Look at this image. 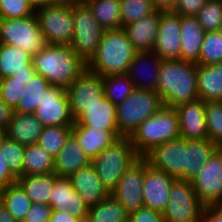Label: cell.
<instances>
[{
    "mask_svg": "<svg viewBox=\"0 0 222 222\" xmlns=\"http://www.w3.org/2000/svg\"><path fill=\"white\" fill-rule=\"evenodd\" d=\"M156 92L166 107L175 108L198 100L197 63L181 59L163 60Z\"/></svg>",
    "mask_w": 222,
    "mask_h": 222,
    "instance_id": "6da1fadb",
    "label": "cell"
},
{
    "mask_svg": "<svg viewBox=\"0 0 222 222\" xmlns=\"http://www.w3.org/2000/svg\"><path fill=\"white\" fill-rule=\"evenodd\" d=\"M35 72L42 75L50 86L67 89L87 68L70 45L46 44L32 57Z\"/></svg>",
    "mask_w": 222,
    "mask_h": 222,
    "instance_id": "7a4b0ae2",
    "label": "cell"
},
{
    "mask_svg": "<svg viewBox=\"0 0 222 222\" xmlns=\"http://www.w3.org/2000/svg\"><path fill=\"white\" fill-rule=\"evenodd\" d=\"M136 50L124 28L105 30L87 68L102 77L127 74Z\"/></svg>",
    "mask_w": 222,
    "mask_h": 222,
    "instance_id": "3957f363",
    "label": "cell"
},
{
    "mask_svg": "<svg viewBox=\"0 0 222 222\" xmlns=\"http://www.w3.org/2000/svg\"><path fill=\"white\" fill-rule=\"evenodd\" d=\"M179 138L177 111L173 107L166 106L148 117L130 136L132 146L140 157L157 145Z\"/></svg>",
    "mask_w": 222,
    "mask_h": 222,
    "instance_id": "277c9868",
    "label": "cell"
},
{
    "mask_svg": "<svg viewBox=\"0 0 222 222\" xmlns=\"http://www.w3.org/2000/svg\"><path fill=\"white\" fill-rule=\"evenodd\" d=\"M140 156L132 146L130 137H120L104 149L93 160L98 177L111 194L117 187L120 178Z\"/></svg>",
    "mask_w": 222,
    "mask_h": 222,
    "instance_id": "5b68a950",
    "label": "cell"
},
{
    "mask_svg": "<svg viewBox=\"0 0 222 222\" xmlns=\"http://www.w3.org/2000/svg\"><path fill=\"white\" fill-rule=\"evenodd\" d=\"M164 106L156 91L134 89L120 104L116 105V122L119 134L130 137L148 117Z\"/></svg>",
    "mask_w": 222,
    "mask_h": 222,
    "instance_id": "8992f818",
    "label": "cell"
},
{
    "mask_svg": "<svg viewBox=\"0 0 222 222\" xmlns=\"http://www.w3.org/2000/svg\"><path fill=\"white\" fill-rule=\"evenodd\" d=\"M0 43L22 49L33 57L46 45L34 13L25 18L0 19Z\"/></svg>",
    "mask_w": 222,
    "mask_h": 222,
    "instance_id": "52a82bcc",
    "label": "cell"
},
{
    "mask_svg": "<svg viewBox=\"0 0 222 222\" xmlns=\"http://www.w3.org/2000/svg\"><path fill=\"white\" fill-rule=\"evenodd\" d=\"M74 35L70 47L85 62L88 63L97 53L103 29L95 20L88 5L73 7Z\"/></svg>",
    "mask_w": 222,
    "mask_h": 222,
    "instance_id": "ba28073f",
    "label": "cell"
},
{
    "mask_svg": "<svg viewBox=\"0 0 222 222\" xmlns=\"http://www.w3.org/2000/svg\"><path fill=\"white\" fill-rule=\"evenodd\" d=\"M46 44L70 45L73 40V7L48 5L35 11Z\"/></svg>",
    "mask_w": 222,
    "mask_h": 222,
    "instance_id": "9c48e42d",
    "label": "cell"
},
{
    "mask_svg": "<svg viewBox=\"0 0 222 222\" xmlns=\"http://www.w3.org/2000/svg\"><path fill=\"white\" fill-rule=\"evenodd\" d=\"M204 205L199 201L191 181L176 179L171 187L169 202L162 212L164 221H192L202 216Z\"/></svg>",
    "mask_w": 222,
    "mask_h": 222,
    "instance_id": "30bf717a",
    "label": "cell"
},
{
    "mask_svg": "<svg viewBox=\"0 0 222 222\" xmlns=\"http://www.w3.org/2000/svg\"><path fill=\"white\" fill-rule=\"evenodd\" d=\"M143 158L150 167L176 179L186 180L187 140L179 138L157 145Z\"/></svg>",
    "mask_w": 222,
    "mask_h": 222,
    "instance_id": "8fae6325",
    "label": "cell"
},
{
    "mask_svg": "<svg viewBox=\"0 0 222 222\" xmlns=\"http://www.w3.org/2000/svg\"><path fill=\"white\" fill-rule=\"evenodd\" d=\"M191 183L204 206L222 205V148L212 153Z\"/></svg>",
    "mask_w": 222,
    "mask_h": 222,
    "instance_id": "7c38bea8",
    "label": "cell"
},
{
    "mask_svg": "<svg viewBox=\"0 0 222 222\" xmlns=\"http://www.w3.org/2000/svg\"><path fill=\"white\" fill-rule=\"evenodd\" d=\"M37 120L44 126L73 127L75 120L71 114L70 101L66 89L49 86L34 112Z\"/></svg>",
    "mask_w": 222,
    "mask_h": 222,
    "instance_id": "4fadbf2b",
    "label": "cell"
},
{
    "mask_svg": "<svg viewBox=\"0 0 222 222\" xmlns=\"http://www.w3.org/2000/svg\"><path fill=\"white\" fill-rule=\"evenodd\" d=\"M66 91L71 114L76 120L84 111H87L88 107L98 103V100L104 96L102 76L85 68Z\"/></svg>",
    "mask_w": 222,
    "mask_h": 222,
    "instance_id": "5bb4252c",
    "label": "cell"
},
{
    "mask_svg": "<svg viewBox=\"0 0 222 222\" xmlns=\"http://www.w3.org/2000/svg\"><path fill=\"white\" fill-rule=\"evenodd\" d=\"M148 166V162L140 157L127 169L120 178L117 187L111 192V195L120 202L128 213L144 206L142 186L145 169Z\"/></svg>",
    "mask_w": 222,
    "mask_h": 222,
    "instance_id": "9a60e30c",
    "label": "cell"
},
{
    "mask_svg": "<svg viewBox=\"0 0 222 222\" xmlns=\"http://www.w3.org/2000/svg\"><path fill=\"white\" fill-rule=\"evenodd\" d=\"M162 60L180 59V15L168 10L162 11L156 43L152 50Z\"/></svg>",
    "mask_w": 222,
    "mask_h": 222,
    "instance_id": "2e32d148",
    "label": "cell"
},
{
    "mask_svg": "<svg viewBox=\"0 0 222 222\" xmlns=\"http://www.w3.org/2000/svg\"><path fill=\"white\" fill-rule=\"evenodd\" d=\"M176 178L150 166L145 169L142 186L144 207L163 212L169 202L172 184Z\"/></svg>",
    "mask_w": 222,
    "mask_h": 222,
    "instance_id": "e0dca14e",
    "label": "cell"
},
{
    "mask_svg": "<svg viewBox=\"0 0 222 222\" xmlns=\"http://www.w3.org/2000/svg\"><path fill=\"white\" fill-rule=\"evenodd\" d=\"M162 61L152 50L136 51L126 75L132 80L136 89L156 91Z\"/></svg>",
    "mask_w": 222,
    "mask_h": 222,
    "instance_id": "ac0fdd59",
    "label": "cell"
},
{
    "mask_svg": "<svg viewBox=\"0 0 222 222\" xmlns=\"http://www.w3.org/2000/svg\"><path fill=\"white\" fill-rule=\"evenodd\" d=\"M175 109L179 117L180 138L185 140L208 139L203 100L184 103Z\"/></svg>",
    "mask_w": 222,
    "mask_h": 222,
    "instance_id": "d6986e66",
    "label": "cell"
},
{
    "mask_svg": "<svg viewBox=\"0 0 222 222\" xmlns=\"http://www.w3.org/2000/svg\"><path fill=\"white\" fill-rule=\"evenodd\" d=\"M68 179L89 208L110 195L92 163L71 174Z\"/></svg>",
    "mask_w": 222,
    "mask_h": 222,
    "instance_id": "ffe728a7",
    "label": "cell"
},
{
    "mask_svg": "<svg viewBox=\"0 0 222 222\" xmlns=\"http://www.w3.org/2000/svg\"><path fill=\"white\" fill-rule=\"evenodd\" d=\"M50 206L54 211L68 210L72 216L80 219L88 218L89 207L66 177H58L55 180Z\"/></svg>",
    "mask_w": 222,
    "mask_h": 222,
    "instance_id": "44dd1931",
    "label": "cell"
},
{
    "mask_svg": "<svg viewBox=\"0 0 222 222\" xmlns=\"http://www.w3.org/2000/svg\"><path fill=\"white\" fill-rule=\"evenodd\" d=\"M72 134L76 137L80 147L91 161L104 149L122 137L118 130L83 127L79 123H74Z\"/></svg>",
    "mask_w": 222,
    "mask_h": 222,
    "instance_id": "7402d4cb",
    "label": "cell"
},
{
    "mask_svg": "<svg viewBox=\"0 0 222 222\" xmlns=\"http://www.w3.org/2000/svg\"><path fill=\"white\" fill-rule=\"evenodd\" d=\"M162 11L163 10H156L151 15L131 22L123 27L136 51L153 50Z\"/></svg>",
    "mask_w": 222,
    "mask_h": 222,
    "instance_id": "603a6c76",
    "label": "cell"
},
{
    "mask_svg": "<svg viewBox=\"0 0 222 222\" xmlns=\"http://www.w3.org/2000/svg\"><path fill=\"white\" fill-rule=\"evenodd\" d=\"M91 163L92 161L84 153L78 140L71 133L57 156L54 158V173L58 177L68 178L71 174Z\"/></svg>",
    "mask_w": 222,
    "mask_h": 222,
    "instance_id": "cb8c5ba5",
    "label": "cell"
},
{
    "mask_svg": "<svg viewBox=\"0 0 222 222\" xmlns=\"http://www.w3.org/2000/svg\"><path fill=\"white\" fill-rule=\"evenodd\" d=\"M205 30L196 16H180V59L197 63Z\"/></svg>",
    "mask_w": 222,
    "mask_h": 222,
    "instance_id": "d4e9b609",
    "label": "cell"
},
{
    "mask_svg": "<svg viewBox=\"0 0 222 222\" xmlns=\"http://www.w3.org/2000/svg\"><path fill=\"white\" fill-rule=\"evenodd\" d=\"M44 126L37 120L34 113L15 112L3 134L22 145L36 144Z\"/></svg>",
    "mask_w": 222,
    "mask_h": 222,
    "instance_id": "484cf974",
    "label": "cell"
},
{
    "mask_svg": "<svg viewBox=\"0 0 222 222\" xmlns=\"http://www.w3.org/2000/svg\"><path fill=\"white\" fill-rule=\"evenodd\" d=\"M83 127H94L103 130H118L116 122V105L105 96L98 103L87 108L76 120Z\"/></svg>",
    "mask_w": 222,
    "mask_h": 222,
    "instance_id": "4316f807",
    "label": "cell"
},
{
    "mask_svg": "<svg viewBox=\"0 0 222 222\" xmlns=\"http://www.w3.org/2000/svg\"><path fill=\"white\" fill-rule=\"evenodd\" d=\"M197 88L200 100H222V63L197 64Z\"/></svg>",
    "mask_w": 222,
    "mask_h": 222,
    "instance_id": "83f0119b",
    "label": "cell"
},
{
    "mask_svg": "<svg viewBox=\"0 0 222 222\" xmlns=\"http://www.w3.org/2000/svg\"><path fill=\"white\" fill-rule=\"evenodd\" d=\"M58 176L53 173L20 176L17 182L33 203L50 205V196Z\"/></svg>",
    "mask_w": 222,
    "mask_h": 222,
    "instance_id": "f1b7e54d",
    "label": "cell"
},
{
    "mask_svg": "<svg viewBox=\"0 0 222 222\" xmlns=\"http://www.w3.org/2000/svg\"><path fill=\"white\" fill-rule=\"evenodd\" d=\"M0 203L18 222H22L33 202L22 186L16 182L3 187L0 192Z\"/></svg>",
    "mask_w": 222,
    "mask_h": 222,
    "instance_id": "f546056e",
    "label": "cell"
},
{
    "mask_svg": "<svg viewBox=\"0 0 222 222\" xmlns=\"http://www.w3.org/2000/svg\"><path fill=\"white\" fill-rule=\"evenodd\" d=\"M218 147L209 139L187 140L186 181L199 174L203 166Z\"/></svg>",
    "mask_w": 222,
    "mask_h": 222,
    "instance_id": "4dcf8cb0",
    "label": "cell"
},
{
    "mask_svg": "<svg viewBox=\"0 0 222 222\" xmlns=\"http://www.w3.org/2000/svg\"><path fill=\"white\" fill-rule=\"evenodd\" d=\"M54 172V157L37 143L26 145L22 176Z\"/></svg>",
    "mask_w": 222,
    "mask_h": 222,
    "instance_id": "1f68e13d",
    "label": "cell"
},
{
    "mask_svg": "<svg viewBox=\"0 0 222 222\" xmlns=\"http://www.w3.org/2000/svg\"><path fill=\"white\" fill-rule=\"evenodd\" d=\"M32 57L22 49L0 43V79L15 73L28 72Z\"/></svg>",
    "mask_w": 222,
    "mask_h": 222,
    "instance_id": "d6a6232c",
    "label": "cell"
},
{
    "mask_svg": "<svg viewBox=\"0 0 222 222\" xmlns=\"http://www.w3.org/2000/svg\"><path fill=\"white\" fill-rule=\"evenodd\" d=\"M49 86V82L42 75L35 73L23 86L19 103L14 111L25 114L34 113L43 98L44 91Z\"/></svg>",
    "mask_w": 222,
    "mask_h": 222,
    "instance_id": "836d02e7",
    "label": "cell"
},
{
    "mask_svg": "<svg viewBox=\"0 0 222 222\" xmlns=\"http://www.w3.org/2000/svg\"><path fill=\"white\" fill-rule=\"evenodd\" d=\"M129 213L111 194L95 206L89 208L90 222H127Z\"/></svg>",
    "mask_w": 222,
    "mask_h": 222,
    "instance_id": "e575fe53",
    "label": "cell"
},
{
    "mask_svg": "<svg viewBox=\"0 0 222 222\" xmlns=\"http://www.w3.org/2000/svg\"><path fill=\"white\" fill-rule=\"evenodd\" d=\"M95 20L105 30L122 28L120 0H99L88 5Z\"/></svg>",
    "mask_w": 222,
    "mask_h": 222,
    "instance_id": "d590c367",
    "label": "cell"
},
{
    "mask_svg": "<svg viewBox=\"0 0 222 222\" xmlns=\"http://www.w3.org/2000/svg\"><path fill=\"white\" fill-rule=\"evenodd\" d=\"M104 96L114 105L122 103L135 89L132 80L126 75L102 77Z\"/></svg>",
    "mask_w": 222,
    "mask_h": 222,
    "instance_id": "8d00e7d4",
    "label": "cell"
},
{
    "mask_svg": "<svg viewBox=\"0 0 222 222\" xmlns=\"http://www.w3.org/2000/svg\"><path fill=\"white\" fill-rule=\"evenodd\" d=\"M71 133L72 127L47 126L43 128L37 144L55 158Z\"/></svg>",
    "mask_w": 222,
    "mask_h": 222,
    "instance_id": "74e56055",
    "label": "cell"
},
{
    "mask_svg": "<svg viewBox=\"0 0 222 222\" xmlns=\"http://www.w3.org/2000/svg\"><path fill=\"white\" fill-rule=\"evenodd\" d=\"M218 63H222V33L220 31L205 32L197 64Z\"/></svg>",
    "mask_w": 222,
    "mask_h": 222,
    "instance_id": "f35d334b",
    "label": "cell"
},
{
    "mask_svg": "<svg viewBox=\"0 0 222 222\" xmlns=\"http://www.w3.org/2000/svg\"><path fill=\"white\" fill-rule=\"evenodd\" d=\"M0 150L5 157L4 160L7 162L10 171L17 178L22 176L25 146L0 133Z\"/></svg>",
    "mask_w": 222,
    "mask_h": 222,
    "instance_id": "ab89813d",
    "label": "cell"
},
{
    "mask_svg": "<svg viewBox=\"0 0 222 222\" xmlns=\"http://www.w3.org/2000/svg\"><path fill=\"white\" fill-rule=\"evenodd\" d=\"M208 139L222 148V100L205 102Z\"/></svg>",
    "mask_w": 222,
    "mask_h": 222,
    "instance_id": "60d3db41",
    "label": "cell"
},
{
    "mask_svg": "<svg viewBox=\"0 0 222 222\" xmlns=\"http://www.w3.org/2000/svg\"><path fill=\"white\" fill-rule=\"evenodd\" d=\"M156 10L151 0H120L122 27L143 17H147Z\"/></svg>",
    "mask_w": 222,
    "mask_h": 222,
    "instance_id": "b9f144b4",
    "label": "cell"
},
{
    "mask_svg": "<svg viewBox=\"0 0 222 222\" xmlns=\"http://www.w3.org/2000/svg\"><path fill=\"white\" fill-rule=\"evenodd\" d=\"M196 17L205 32L219 31L222 23V0H207Z\"/></svg>",
    "mask_w": 222,
    "mask_h": 222,
    "instance_id": "7bdbcfd3",
    "label": "cell"
},
{
    "mask_svg": "<svg viewBox=\"0 0 222 222\" xmlns=\"http://www.w3.org/2000/svg\"><path fill=\"white\" fill-rule=\"evenodd\" d=\"M27 82L15 80L12 76L0 79V97L13 110L17 107L23 86Z\"/></svg>",
    "mask_w": 222,
    "mask_h": 222,
    "instance_id": "ee69618b",
    "label": "cell"
},
{
    "mask_svg": "<svg viewBox=\"0 0 222 222\" xmlns=\"http://www.w3.org/2000/svg\"><path fill=\"white\" fill-rule=\"evenodd\" d=\"M34 13L28 0H1L0 19L25 18Z\"/></svg>",
    "mask_w": 222,
    "mask_h": 222,
    "instance_id": "f6af8a7d",
    "label": "cell"
},
{
    "mask_svg": "<svg viewBox=\"0 0 222 222\" xmlns=\"http://www.w3.org/2000/svg\"><path fill=\"white\" fill-rule=\"evenodd\" d=\"M53 208L48 204L32 203L22 222H49Z\"/></svg>",
    "mask_w": 222,
    "mask_h": 222,
    "instance_id": "bcb514c9",
    "label": "cell"
},
{
    "mask_svg": "<svg viewBox=\"0 0 222 222\" xmlns=\"http://www.w3.org/2000/svg\"><path fill=\"white\" fill-rule=\"evenodd\" d=\"M128 222H164V219L162 212L143 206L129 213Z\"/></svg>",
    "mask_w": 222,
    "mask_h": 222,
    "instance_id": "7dc6e473",
    "label": "cell"
},
{
    "mask_svg": "<svg viewBox=\"0 0 222 222\" xmlns=\"http://www.w3.org/2000/svg\"><path fill=\"white\" fill-rule=\"evenodd\" d=\"M207 0H177L171 10L180 16H196Z\"/></svg>",
    "mask_w": 222,
    "mask_h": 222,
    "instance_id": "c3c4849f",
    "label": "cell"
},
{
    "mask_svg": "<svg viewBox=\"0 0 222 222\" xmlns=\"http://www.w3.org/2000/svg\"><path fill=\"white\" fill-rule=\"evenodd\" d=\"M201 219L202 222H222V205L204 206Z\"/></svg>",
    "mask_w": 222,
    "mask_h": 222,
    "instance_id": "681fc988",
    "label": "cell"
},
{
    "mask_svg": "<svg viewBox=\"0 0 222 222\" xmlns=\"http://www.w3.org/2000/svg\"><path fill=\"white\" fill-rule=\"evenodd\" d=\"M4 159L5 157L0 150V184L3 187L17 182V177L10 171Z\"/></svg>",
    "mask_w": 222,
    "mask_h": 222,
    "instance_id": "f907efd6",
    "label": "cell"
},
{
    "mask_svg": "<svg viewBox=\"0 0 222 222\" xmlns=\"http://www.w3.org/2000/svg\"><path fill=\"white\" fill-rule=\"evenodd\" d=\"M13 113L14 110L9 107L0 97V133H3L7 128Z\"/></svg>",
    "mask_w": 222,
    "mask_h": 222,
    "instance_id": "816d5d0a",
    "label": "cell"
},
{
    "mask_svg": "<svg viewBox=\"0 0 222 222\" xmlns=\"http://www.w3.org/2000/svg\"><path fill=\"white\" fill-rule=\"evenodd\" d=\"M81 219L72 216L68 210L54 211L50 217L49 222H80Z\"/></svg>",
    "mask_w": 222,
    "mask_h": 222,
    "instance_id": "f5cc1de1",
    "label": "cell"
},
{
    "mask_svg": "<svg viewBox=\"0 0 222 222\" xmlns=\"http://www.w3.org/2000/svg\"><path fill=\"white\" fill-rule=\"evenodd\" d=\"M153 6L157 10L168 11L172 10L177 2V0H151Z\"/></svg>",
    "mask_w": 222,
    "mask_h": 222,
    "instance_id": "db71d44e",
    "label": "cell"
},
{
    "mask_svg": "<svg viewBox=\"0 0 222 222\" xmlns=\"http://www.w3.org/2000/svg\"><path fill=\"white\" fill-rule=\"evenodd\" d=\"M35 73L36 72L33 63L31 62L28 65V72L15 73L14 75H12V77H14L15 80L19 81H29V79H31Z\"/></svg>",
    "mask_w": 222,
    "mask_h": 222,
    "instance_id": "11a10c76",
    "label": "cell"
},
{
    "mask_svg": "<svg viewBox=\"0 0 222 222\" xmlns=\"http://www.w3.org/2000/svg\"><path fill=\"white\" fill-rule=\"evenodd\" d=\"M0 222H18L0 203Z\"/></svg>",
    "mask_w": 222,
    "mask_h": 222,
    "instance_id": "9f6ffc18",
    "label": "cell"
},
{
    "mask_svg": "<svg viewBox=\"0 0 222 222\" xmlns=\"http://www.w3.org/2000/svg\"><path fill=\"white\" fill-rule=\"evenodd\" d=\"M28 2L35 11L51 5V0H28Z\"/></svg>",
    "mask_w": 222,
    "mask_h": 222,
    "instance_id": "6f0895ef",
    "label": "cell"
},
{
    "mask_svg": "<svg viewBox=\"0 0 222 222\" xmlns=\"http://www.w3.org/2000/svg\"><path fill=\"white\" fill-rule=\"evenodd\" d=\"M51 5L74 7L79 5V0H51Z\"/></svg>",
    "mask_w": 222,
    "mask_h": 222,
    "instance_id": "680465c9",
    "label": "cell"
},
{
    "mask_svg": "<svg viewBox=\"0 0 222 222\" xmlns=\"http://www.w3.org/2000/svg\"><path fill=\"white\" fill-rule=\"evenodd\" d=\"M95 1H99V0H79V4L80 5H89Z\"/></svg>",
    "mask_w": 222,
    "mask_h": 222,
    "instance_id": "91938a15",
    "label": "cell"
},
{
    "mask_svg": "<svg viewBox=\"0 0 222 222\" xmlns=\"http://www.w3.org/2000/svg\"><path fill=\"white\" fill-rule=\"evenodd\" d=\"M164 222H174V221H164ZM178 222H183V221H178ZM187 222H202V219L200 218L199 220H192Z\"/></svg>",
    "mask_w": 222,
    "mask_h": 222,
    "instance_id": "94428289",
    "label": "cell"
},
{
    "mask_svg": "<svg viewBox=\"0 0 222 222\" xmlns=\"http://www.w3.org/2000/svg\"><path fill=\"white\" fill-rule=\"evenodd\" d=\"M80 222H90V220L88 218H85V219H81Z\"/></svg>",
    "mask_w": 222,
    "mask_h": 222,
    "instance_id": "6125c7cd",
    "label": "cell"
},
{
    "mask_svg": "<svg viewBox=\"0 0 222 222\" xmlns=\"http://www.w3.org/2000/svg\"><path fill=\"white\" fill-rule=\"evenodd\" d=\"M219 31L222 33V23H221V26H220V29H219Z\"/></svg>",
    "mask_w": 222,
    "mask_h": 222,
    "instance_id": "be15d7a7",
    "label": "cell"
},
{
    "mask_svg": "<svg viewBox=\"0 0 222 222\" xmlns=\"http://www.w3.org/2000/svg\"><path fill=\"white\" fill-rule=\"evenodd\" d=\"M2 189H3V186L0 184V192H1Z\"/></svg>",
    "mask_w": 222,
    "mask_h": 222,
    "instance_id": "e7e4bbea",
    "label": "cell"
}]
</instances>
